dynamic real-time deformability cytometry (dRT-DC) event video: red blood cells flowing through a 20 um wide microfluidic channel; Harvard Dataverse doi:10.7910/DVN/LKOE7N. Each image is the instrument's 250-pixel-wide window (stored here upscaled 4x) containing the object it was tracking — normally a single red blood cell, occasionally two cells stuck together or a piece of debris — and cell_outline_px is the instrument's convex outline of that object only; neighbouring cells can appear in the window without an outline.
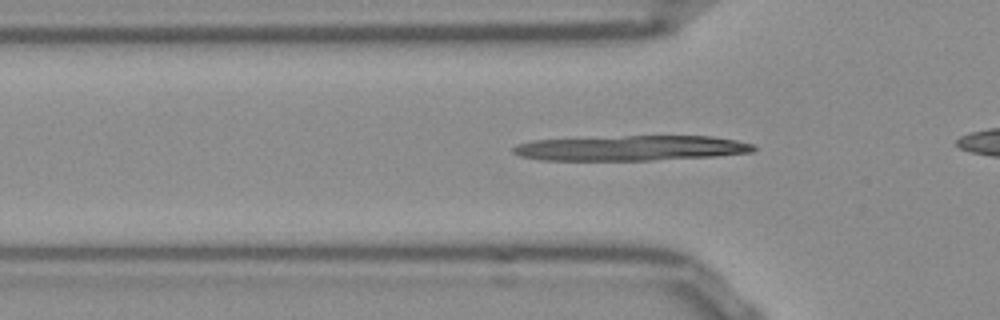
{"species": "Egyptian fruit bat (a non-hibernating species)", "species_latin": "Rousettus aegyptiacus", "temperature_condition": "room temperature", "stored_images_in_passage": 31, "camera_frame_rate_fps": 3000, "um_per_image_px": 0.085, "frame": {"image": 1, "passage_image": 5, "time_ms": 1.333, "image_size_px": [1000, 320], "cell_outline_px": [[756, 148], [752, 152], [716, 156], [652, 160], [540, 160], [520, 156], [512, 152], [512, 148], [516, 144], [532, 140], [624, 136], [712, 136], [736, 140], [756, 144]], "centroid_in_image_um": [53.64, 12.58], "position_along_channel_um": 72.2, "area_um2": 35.37}}
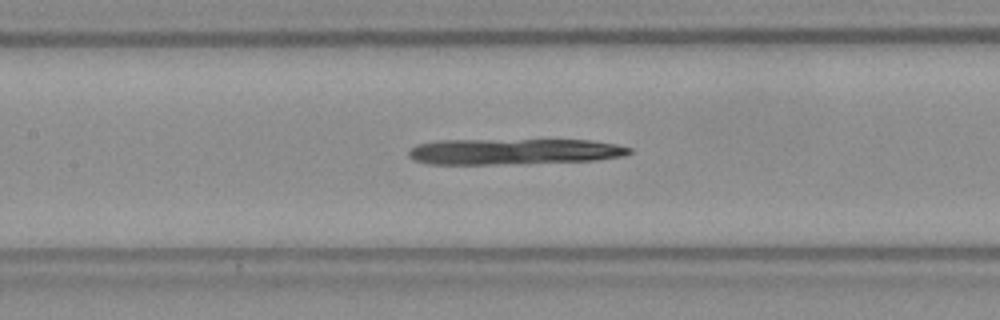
{"frame": {"image": 2, "passage_image": 12, "time_ms": 3.667, "image_size_px": [1000, 320], "cell_outline_px": [[632, 152], [624, 156], [596, 160], [496, 164], [432, 164], [416, 160], [408, 156], [408, 148], [416, 144], [436, 140], [592, 140], [616, 144], [632, 148]], "centroid_in_image_um": [43.66, 12.87], "position_along_channel_um": 163.7, "area_um2": 33.35}}
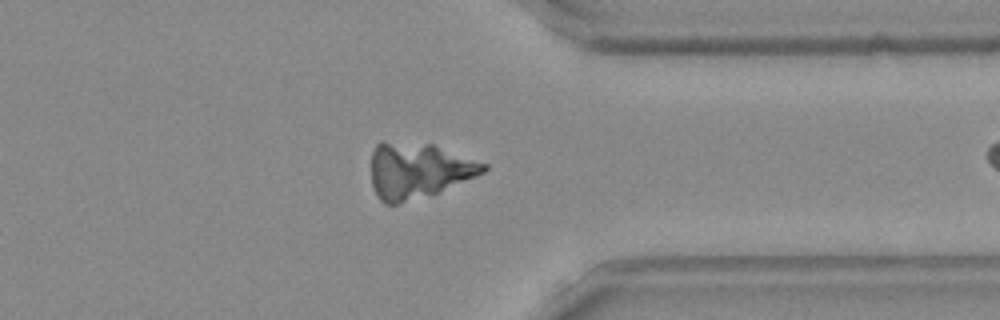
{"frame": {"image": 3, "passage_image": 29, "time_ms": 9.333, "image_size_px": [1000, 320], "cell_outline_px": [[488, 168], [484, 172], [436, 192], [396, 204], [384, 204], [376, 196], [372, 184], [372, 152], [376, 144], [380, 140], [432, 144], [488, 164]], "centroid_in_image_um": [35.5, 14.46], "position_along_channel_um": 375.9, "area_um2": 35.95}}